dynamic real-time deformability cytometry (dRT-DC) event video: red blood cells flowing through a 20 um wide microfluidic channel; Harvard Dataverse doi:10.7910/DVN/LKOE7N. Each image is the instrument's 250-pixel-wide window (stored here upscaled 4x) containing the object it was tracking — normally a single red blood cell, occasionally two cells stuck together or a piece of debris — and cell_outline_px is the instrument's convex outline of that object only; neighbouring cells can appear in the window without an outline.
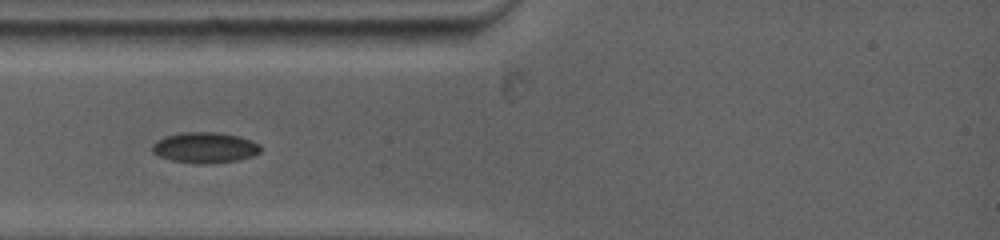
{"species": "common noctule bat (a hibernating species)", "species_latin": "Nyctalus noctula", "temperature_condition": "warm", "stored_images_in_passage": 15, "camera_frame_rate_fps": 5000, "um_per_image_px": 0.085, "animal": {"sex": "female", "body_mass_g": 19.0, "forearm_length_mm": 53.3}, "frame": {"image": 1, "passage_image": 7, "time_ms": 2.2, "image_size_px": [1000, 240], "cell_outline_px": [[260, 152], [252, 156], [240, 160], [204, 164], [200, 164], [172, 160], [160, 156], [152, 152], [152, 144], [156, 140], [164, 136], [180, 132], [216, 132], [240, 136], [252, 140], [260, 144]], "centroid_in_image_um": [17.42, 12.53], "position_along_channel_um": 67.6, "area_um2": 19.54}}
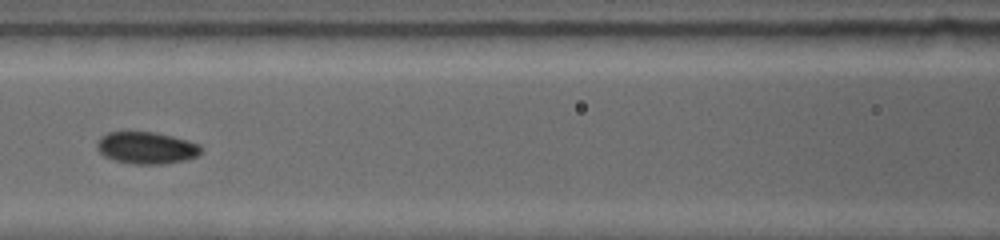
{"frame": {"image": 2, "passage_image": 11, "time_ms": 4.4, "image_size_px": [1000, 240], "cell_outline_px": [[200, 152], [196, 156], [184, 160], [164, 164], [132, 164], [116, 160], [104, 156], [96, 148], [96, 144], [100, 136], [108, 132], [156, 132], [188, 140], [200, 144]], "centroid_in_image_um": [12.42, 12.56], "position_along_channel_um": 154.2, "area_um2": 19.36}}
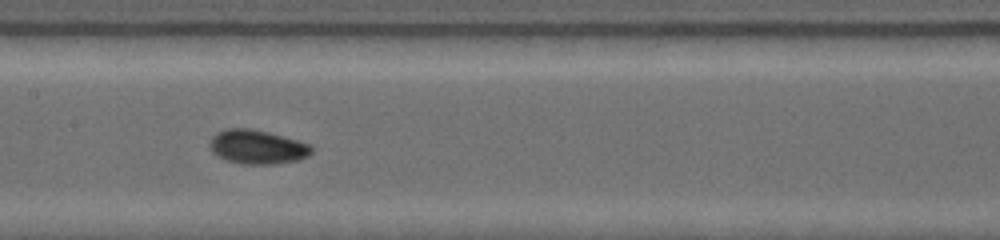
{"frame": {"image": 3, "passage_image": 13, "time_ms": 5.2, "image_size_px": [1000, 240], "cell_outline_px": [[312, 152], [308, 156], [300, 160], [276, 164], [244, 164], [228, 160], [216, 156], [212, 152], [212, 136], [216, 132], [228, 128], [248, 128], [268, 132], [296, 140], [308, 144], [312, 148]], "centroid_in_image_um": [21.88, 12.5], "position_along_channel_um": 185.5, "area_um2": 20.0}}